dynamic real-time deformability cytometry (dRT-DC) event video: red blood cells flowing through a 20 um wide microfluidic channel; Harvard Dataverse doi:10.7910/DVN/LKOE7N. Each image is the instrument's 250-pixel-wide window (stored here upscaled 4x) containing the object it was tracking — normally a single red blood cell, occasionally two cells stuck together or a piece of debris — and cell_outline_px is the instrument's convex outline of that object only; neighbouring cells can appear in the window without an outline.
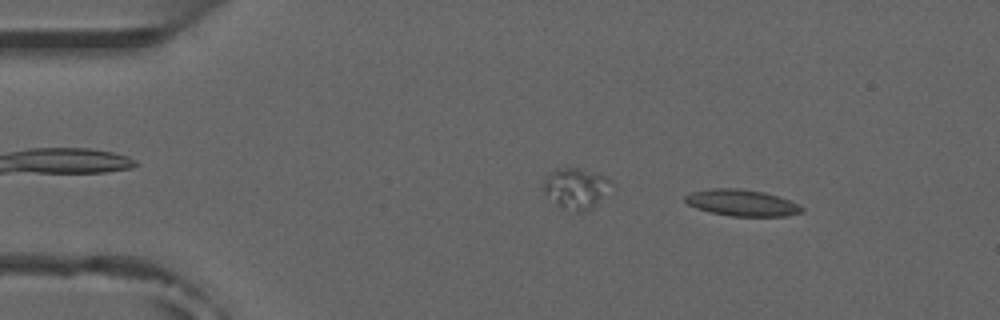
{"species": "common noctule bat (a hibernating species)", "species_latin": "Nyctalus noctula", "temperature_condition": "room temperature", "stored_images_in_passage": 49, "camera_frame_rate_fps": 3000, "um_per_image_px": 0.085, "animal": {"sex": "male", "forearm_length_mm": 52.5}, "frame": {"image": 1, "passage_image": 6, "time_ms": 1.667, "image_size_px": [1000, 320], "cell_outline_px": [[804, 212], [784, 216], [732, 216], [712, 212], [696, 208], [688, 204], [684, 200], [684, 196], [692, 192], [712, 188], [736, 188], [764, 192], [800, 204], [804, 208]], "centroid_in_image_um": [63.07, 17.24], "position_along_channel_um": 21.9, "area_um2": 17.86}}
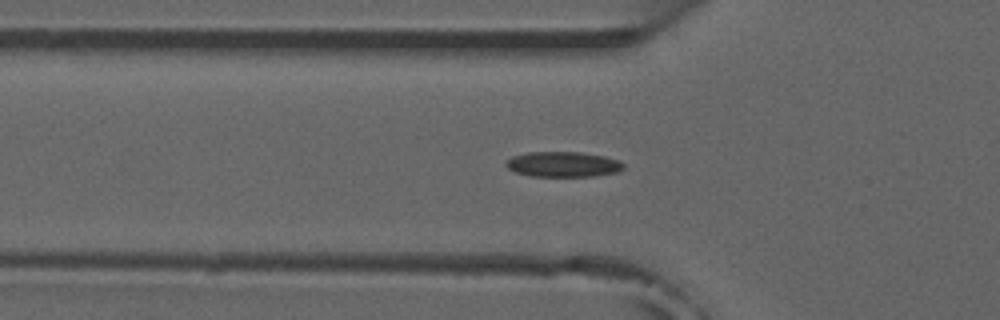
{"frame": {"image": 2, "passage_image": 17, "time_ms": 5.333, "image_size_px": [1000, 320], "cell_outline_px": [[624, 168], [620, 172], [596, 176], [532, 176], [516, 172], [508, 168], [504, 164], [504, 160], [512, 156], [528, 152], [580, 152], [604, 156], [620, 160], [624, 164]], "centroid_in_image_um": [47.88, 13.96], "position_along_channel_um": 77.9, "area_um2": 17.51}}
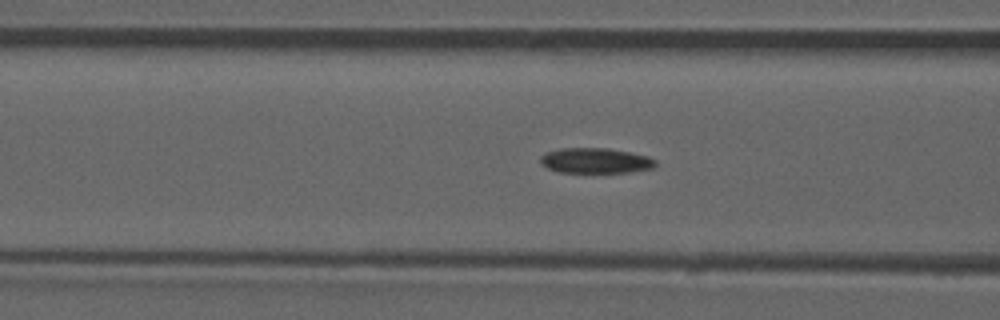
{"frame": {"image": 3, "passage_image": 20, "time_ms": 6.333, "image_size_px": [1000, 320], "cell_outline_px": [[656, 164], [652, 168], [632, 172], [560, 172], [548, 168], [540, 164], [540, 156], [544, 152], [560, 148], [608, 148], [648, 156], [656, 160]], "centroid_in_image_um": [50.58, 13.65], "position_along_channel_um": 116.0, "area_um2": 16.99}}